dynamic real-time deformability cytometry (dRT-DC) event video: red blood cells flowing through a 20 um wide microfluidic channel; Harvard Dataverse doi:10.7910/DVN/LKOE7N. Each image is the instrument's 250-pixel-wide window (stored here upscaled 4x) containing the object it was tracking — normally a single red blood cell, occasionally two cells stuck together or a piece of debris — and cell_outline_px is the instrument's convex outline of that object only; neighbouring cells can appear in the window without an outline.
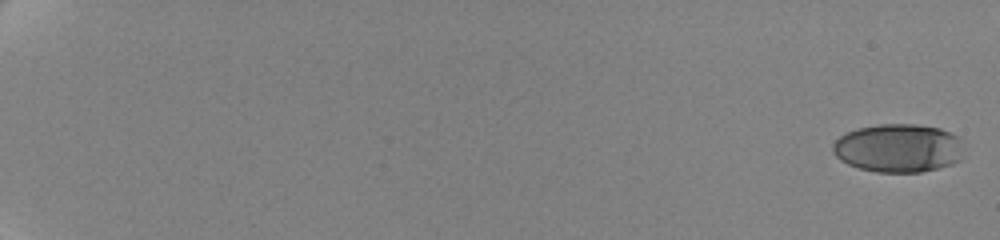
{"species": "human", "species_latin": "Homo sapiens", "temperature_condition": "cold", "stored_images_in_passage": 54, "camera_frame_rate_fps": 3000, "um_per_image_px": 0.085, "donor": {"sex": "female"}, "frame": {"image": 1, "passage_image": 1, "time_ms": 0.0, "image_size_px": [1000, 240], "cell_outline_px": [[964, 156], [960, 160], [952, 164], [920, 172], [876, 172], [860, 168], [848, 164], [840, 160], [832, 152], [832, 144], [840, 136], [856, 128], [880, 124], [916, 124], [940, 128], [956, 136]], "centroid_in_image_um": [76.33, 12.59], "position_along_channel_um": 8.7, "area_um2": 36.88}}
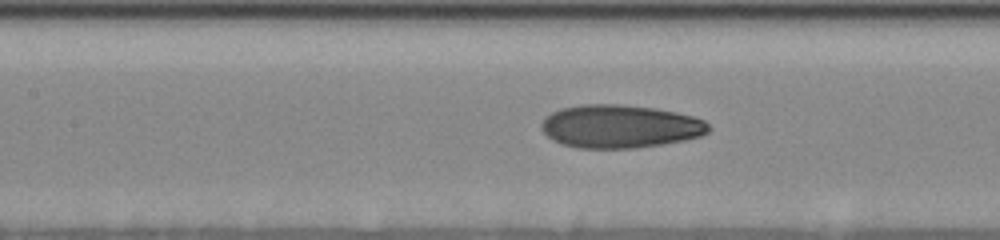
{"frame": {"image": 2, "passage_image": 28, "time_ms": 10.667, "image_size_px": [1000, 240], "cell_outline_px": [[712, 128], [708, 132], [700, 136], [684, 140], [664, 144], [636, 148], [576, 148], [560, 144], [552, 140], [540, 128], [540, 124], [552, 112], [560, 108], [580, 104], [620, 104], [656, 108], [676, 112], [692, 116], [704, 120]], "centroid_in_image_um": [52.69, 10.74], "position_along_channel_um": 154.7, "area_um2": 42.37}}
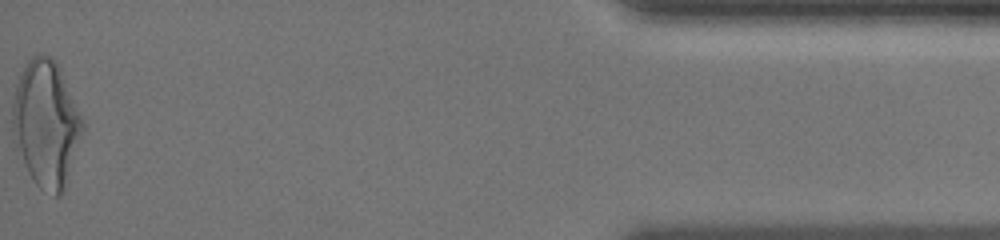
{"frame": {"image": 3, "passage_image": 54, "time_ms": 20.333, "image_size_px": [1000, 240], "cell_outline_px": [[84, 128], [64, 188], [60, 196], [56, 196], [40, 188], [36, 184], [28, 172], [12, 140], [12, 100], [16, 84], [24, 64], [32, 56], [40, 52], [56, 60], [60, 68], [84, 120]], "centroid_in_image_um": [3.89, 10.46], "position_along_channel_um": 431.3, "area_um2": 51.79}, "authors_computed_cell_mechanics": {"area_um2": 40.46, "velocity_mm_per_s": 3.5207, "shape_relaxation_time_tau1_ms": 5.5605, "shape_relaxation_time_tau2_ms": 1.3378, "deformation_change_tau1": 0.1737, "deformation_change_tau2": 0.0722}}